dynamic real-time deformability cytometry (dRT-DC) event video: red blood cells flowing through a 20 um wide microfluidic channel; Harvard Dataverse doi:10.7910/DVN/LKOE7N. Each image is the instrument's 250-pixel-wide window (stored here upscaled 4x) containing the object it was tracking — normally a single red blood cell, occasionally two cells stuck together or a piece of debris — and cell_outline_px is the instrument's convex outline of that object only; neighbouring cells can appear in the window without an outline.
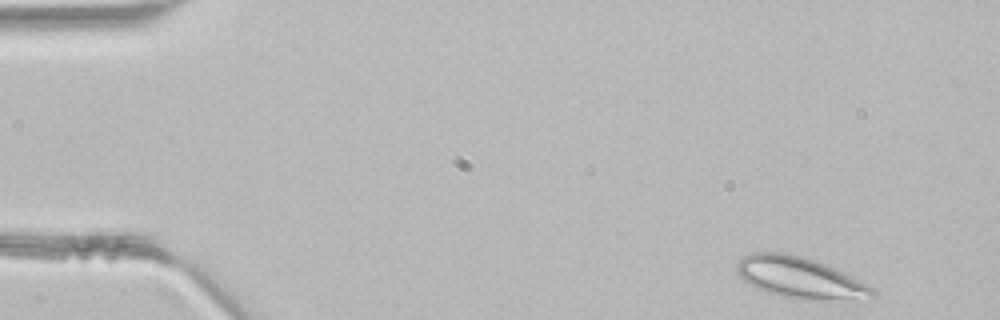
{"species": "common noctule bat (a hibernating species)", "species_latin": "Nyctalus noctula", "temperature_condition": "room temperature", "stored_images_in_passage": 44, "camera_frame_rate_fps": 3000, "um_per_image_px": 0.085, "animal": {"sex": "male", "body_mass_g": 21.5, "forearm_length_mm": 52.0}, "frame": {"image": 1, "passage_image": 1, "time_ms": 0.0, "image_size_px": [1000, 320], "cell_outline_px": [[876, 296], [808, 300], [780, 296], [756, 288], [748, 284], [736, 272], [736, 264], [744, 256], [752, 252], [784, 252], [800, 256], [824, 264], [872, 288], [876, 292]], "centroid_in_image_um": [67.85, 23.58], "position_along_channel_um": 17.2, "area_um2": 31.44}}
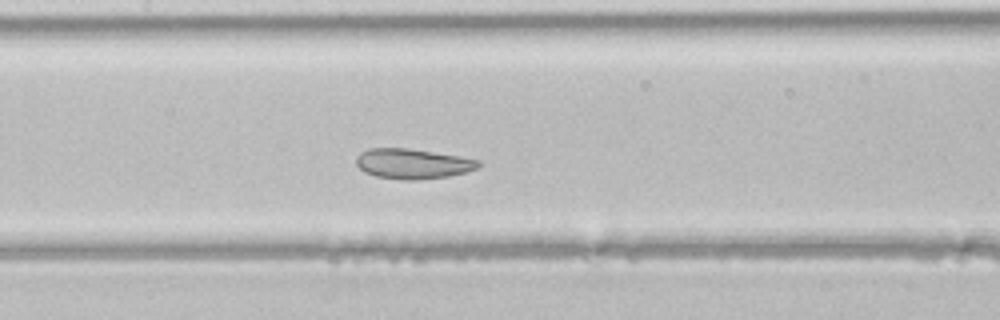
{"frame": {"image": 2, "passage_image": 19, "time_ms": 6.0, "image_size_px": [1000, 320], "cell_outline_px": [[480, 164], [476, 168], [468, 172], [448, 176], [416, 180], [404, 180], [376, 176], [364, 172], [356, 164], [356, 156], [360, 152], [368, 148], [408, 148], [460, 156], [480, 160]], "centroid_in_image_um": [35.07, 13.91], "position_along_channel_um": 172.3, "area_um2": 21.5}}
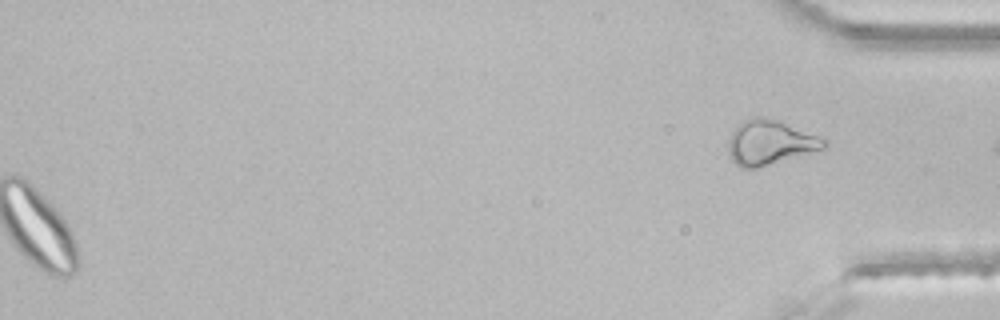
{"frame": {"image": 3, "passage_image": 44, "time_ms": 14.333, "image_size_px": [1000, 320], "cell_outline_px": [[828, 144], [824, 148], [760, 168], [740, 168], [732, 160], [728, 152], [728, 140], [736, 124], [752, 116], [764, 116], [780, 120], [824, 136], [828, 140]], "centroid_in_image_um": [65.48, 12.08], "position_along_channel_um": 369.7, "area_um2": 25.66}}